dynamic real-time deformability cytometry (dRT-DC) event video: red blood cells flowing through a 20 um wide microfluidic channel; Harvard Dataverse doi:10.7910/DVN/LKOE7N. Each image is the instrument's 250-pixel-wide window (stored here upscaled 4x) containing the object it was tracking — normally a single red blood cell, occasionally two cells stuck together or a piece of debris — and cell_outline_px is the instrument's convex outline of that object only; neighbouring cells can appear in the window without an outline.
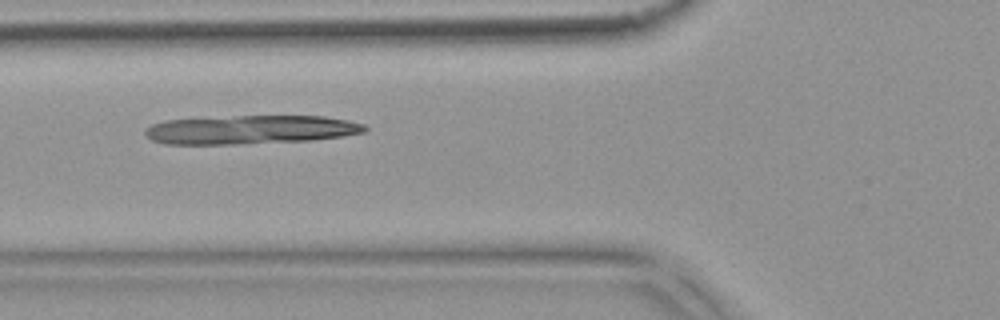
{"species": "common noctule bat (a hibernating species)", "species_latin": "Nyctalus noctula", "temperature_condition": "warm", "stored_images_in_passage": 7, "camera_frame_rate_fps": 3000, "um_per_image_px": 0.085, "animal": {"sex": "female", "body_mass_g": 18.4}, "frame": {"image": 1, "passage_image": 5, "time_ms": 1.333, "image_size_px": [1000, 320], "cell_outline_px": [[368, 132], [344, 136], [312, 140], [240, 144], [164, 144], [152, 140], [144, 132], [152, 124], [164, 120], [236, 116], [324, 116], [348, 120], [364, 124], [368, 128]], "centroid_in_image_um": [21.35, 11.02], "position_along_channel_um": 104.4, "area_um2": 36.93}}